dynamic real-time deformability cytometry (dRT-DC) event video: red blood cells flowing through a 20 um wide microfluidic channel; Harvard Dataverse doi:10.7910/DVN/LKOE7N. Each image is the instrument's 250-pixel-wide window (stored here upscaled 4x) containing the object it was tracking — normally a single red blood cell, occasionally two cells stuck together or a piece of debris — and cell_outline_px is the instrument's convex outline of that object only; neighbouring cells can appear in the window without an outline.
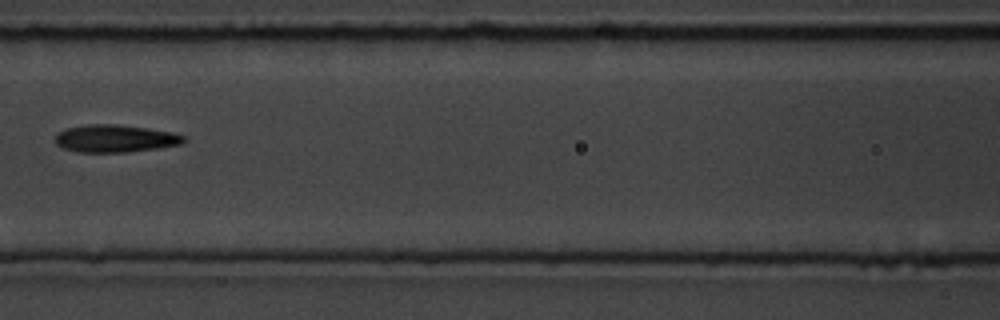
{"species": "common noctule bat (a hibernating species)", "species_latin": "Nyctalus noctula", "temperature_condition": "room temperature", "stored_images_in_passage": 10, "camera_frame_rate_fps": 3000, "um_per_image_px": 0.085, "animal": {"sex": "male", "body_mass_g": 19.5, "forearm_length_mm": 54.6}, "frame": {"image": 1, "passage_image": 4, "time_ms": 3.333, "image_size_px": [1000, 320], "cell_outline_px": [[188, 140], [180, 144], [156, 148], [124, 152], [80, 152], [64, 148], [56, 144], [56, 132], [68, 128], [88, 124], [116, 124], [148, 128], [172, 132], [184, 136]], "centroid_in_image_um": [9.79, 11.76], "position_along_channel_um": 156.8, "area_um2": 20.46}}
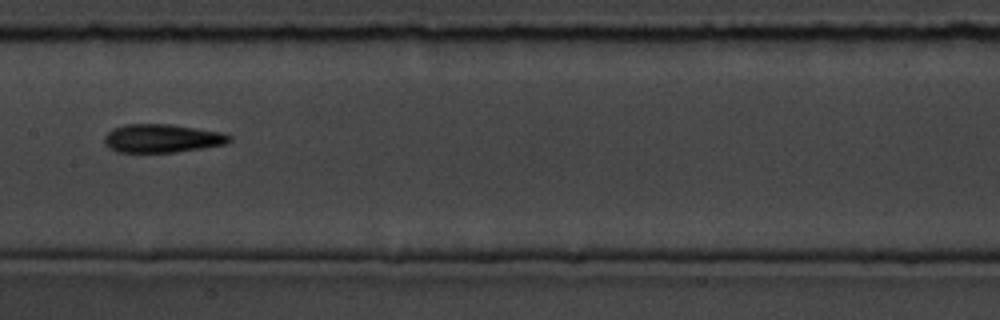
{"frame": {"image": 2, "passage_image": 5, "time_ms": 4.333, "image_size_px": [1000, 320], "cell_outline_px": [[232, 140], [224, 144], [204, 148], [176, 152], [116, 152], [108, 148], [104, 144], [104, 136], [112, 128], [124, 124], [168, 124], [224, 132], [232, 136]], "centroid_in_image_um": [13.76, 11.76], "position_along_channel_um": 193.6, "area_um2": 20.92}}